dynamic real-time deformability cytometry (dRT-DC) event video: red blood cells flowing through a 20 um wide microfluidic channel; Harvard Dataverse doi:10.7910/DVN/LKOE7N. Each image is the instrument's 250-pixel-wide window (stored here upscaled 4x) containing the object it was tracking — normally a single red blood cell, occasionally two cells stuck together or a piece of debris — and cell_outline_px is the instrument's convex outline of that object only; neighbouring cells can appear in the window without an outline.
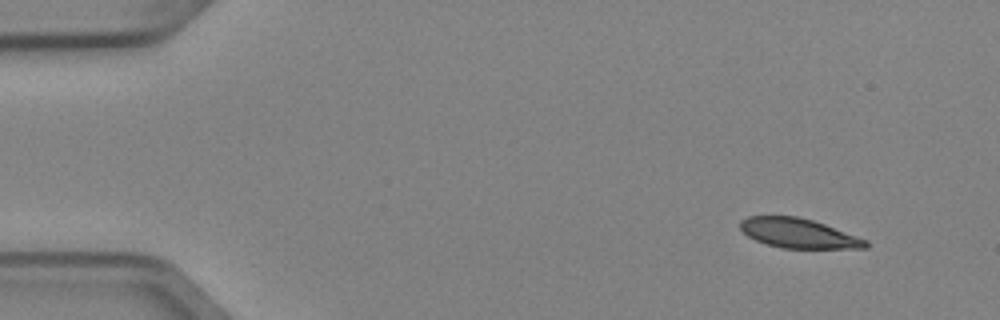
{"species": "Egyptian fruit bat (a non-hibernating species)", "species_latin": "Rousettus aegyptiacus", "temperature_condition": "cold", "stored_images_in_passage": 4, "camera_frame_rate_fps": 3000, "um_per_image_px": 0.085, "animal": {"sex": "female"}, "frame": {"image": 1, "passage_image": 1, "time_ms": 0.0, "image_size_px": [1000, 320], "cell_outline_px": [[868, 248], [780, 248], [756, 240], [748, 236], [740, 228], [740, 220], [748, 216], [796, 216], [812, 220], [824, 224], [868, 240]], "centroid_in_image_um": [67.87, 19.82], "position_along_channel_um": 17.1, "area_um2": 21.44}}
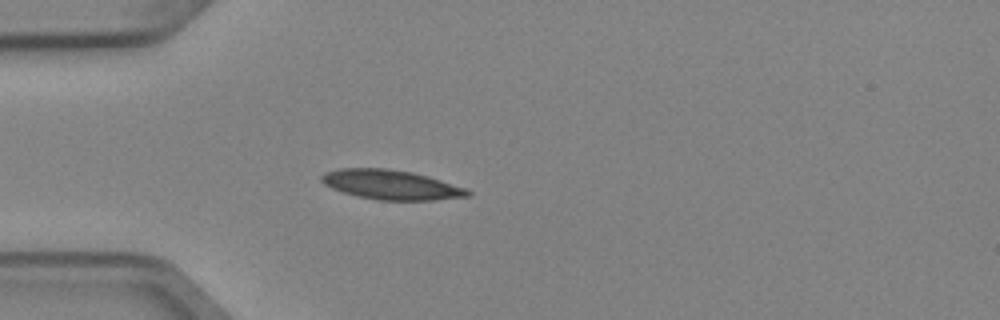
{"frame": {"image": 2, "passage_image": 4, "time_ms": 1.0, "image_size_px": [1000, 320], "cell_outline_px": [[472, 192], [468, 196], [432, 200], [380, 200], [360, 196], [344, 192], [332, 188], [324, 184], [320, 180], [320, 176], [324, 172], [340, 168], [384, 168], [412, 172], [428, 176], [468, 188]], "centroid_in_image_um": [33.25, 15.69], "position_along_channel_um": 51.7, "area_um2": 25.09}}